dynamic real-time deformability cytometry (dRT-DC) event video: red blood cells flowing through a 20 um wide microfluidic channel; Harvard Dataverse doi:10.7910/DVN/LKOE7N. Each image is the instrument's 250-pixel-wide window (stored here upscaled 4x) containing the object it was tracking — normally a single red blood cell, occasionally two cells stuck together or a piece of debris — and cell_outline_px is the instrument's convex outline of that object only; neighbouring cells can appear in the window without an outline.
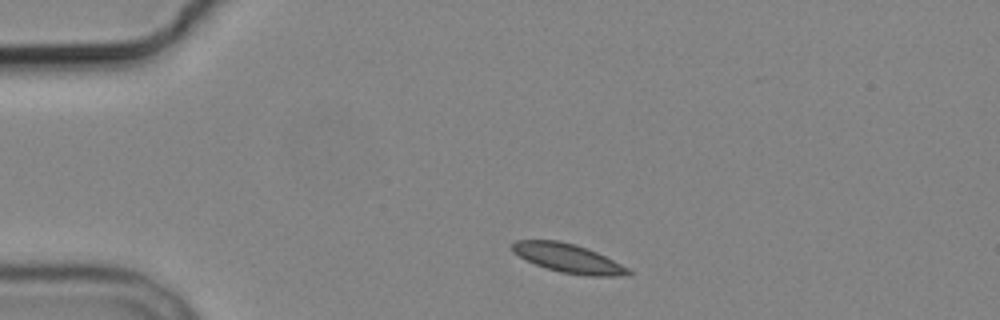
{"species": "common noctule bat (a hibernating species)", "species_latin": "Nyctalus noctula", "temperature_condition": "cold", "stored_images_in_passage": 4, "camera_frame_rate_fps": 3000, "um_per_image_px": 0.085, "animal": {"sex": "male", "body_mass_g": 19.2, "forearm_length_mm": 51.8}, "frame": {"image": 1, "passage_image": 1, "time_ms": 0.0, "image_size_px": [1000, 320], "cell_outline_px": [[632, 276], [588, 276], [560, 272], [536, 264], [512, 252], [512, 244], [516, 240], [560, 240], [576, 244], [588, 248], [628, 268], [632, 272]], "centroid_in_image_um": [48.32, 21.95], "position_along_channel_um": 36.7, "area_um2": 19.42}}
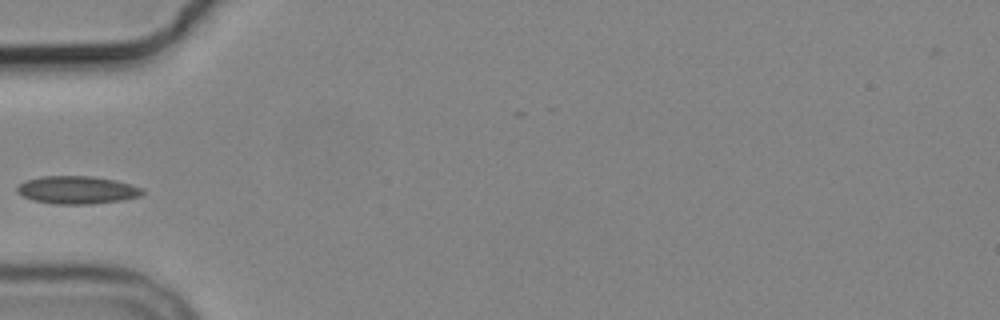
{"frame": {"image": 2, "passage_image": 3, "time_ms": 2.333, "image_size_px": [1000, 320], "cell_outline_px": [[144, 192], [140, 196], [120, 200], [92, 204], [52, 204], [32, 200], [16, 192], [16, 188], [24, 180], [40, 176], [92, 176], [116, 180], [144, 188]], "centroid_in_image_um": [6.53, 16.14], "position_along_channel_um": 78.5, "area_um2": 20.46}}
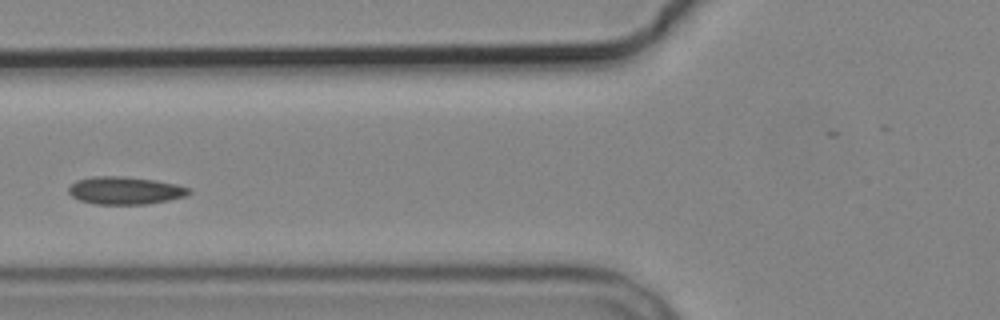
{"frame": {"image": 3, "passage_image": 4, "time_ms": 3.333, "image_size_px": [1000, 320], "cell_outline_px": [[192, 192], [188, 196], [148, 204], [96, 204], [80, 200], [72, 196], [68, 192], [68, 188], [76, 180], [92, 176], [124, 176], [156, 180], [176, 184], [192, 188]], "centroid_in_image_um": [10.68, 16.18], "position_along_channel_um": 115.1, "area_um2": 19.59}}